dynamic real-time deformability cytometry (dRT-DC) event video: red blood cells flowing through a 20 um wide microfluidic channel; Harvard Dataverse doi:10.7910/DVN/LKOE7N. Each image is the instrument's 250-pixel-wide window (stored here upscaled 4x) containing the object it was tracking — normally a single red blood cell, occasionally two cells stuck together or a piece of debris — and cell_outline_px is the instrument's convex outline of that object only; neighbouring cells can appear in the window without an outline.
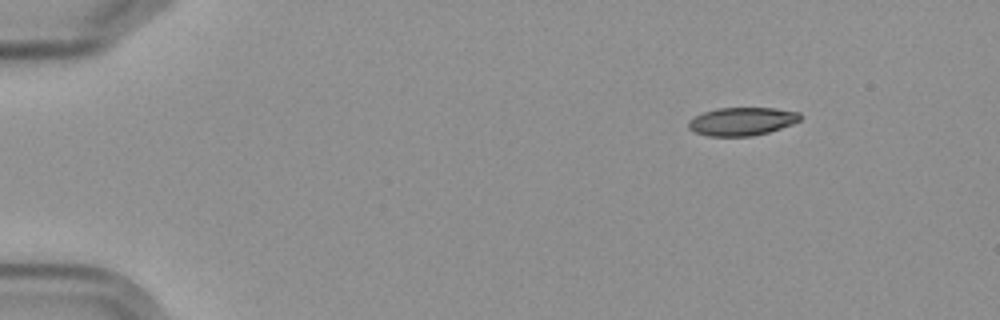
{"species": "Egyptian fruit bat (a non-hibernating species)", "species_latin": "Rousettus aegyptiacus", "temperature_condition": "cold", "stored_images_in_passage": 4, "camera_frame_rate_fps": 3000, "um_per_image_px": 0.085, "frame": {"image": 1, "passage_image": 1, "time_ms": 0.0, "image_size_px": [1000, 320], "cell_outline_px": [[804, 116], [800, 120], [792, 124], [768, 132], [752, 136], [708, 136], [696, 132], [688, 128], [688, 120], [704, 112], [716, 108], [776, 108], [800, 112]], "centroid_in_image_um": [63.09, 10.31], "position_along_channel_um": 21.9, "area_um2": 18.38}}
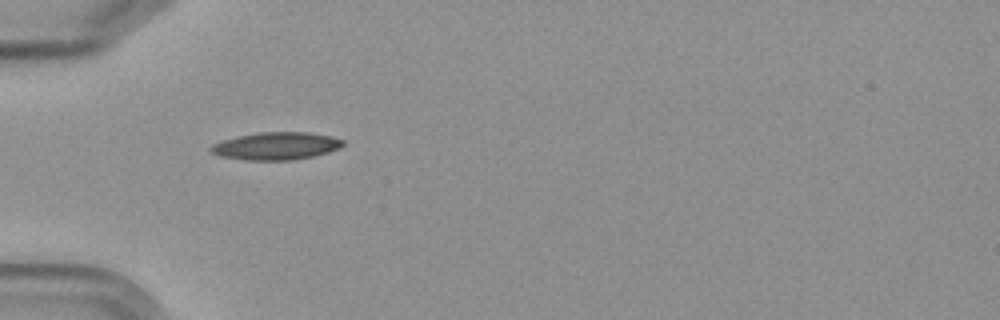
{"frame": {"image": 2, "passage_image": 4, "time_ms": 3.667, "image_size_px": [1000, 320], "cell_outline_px": [[344, 144], [340, 148], [328, 152], [312, 156], [292, 160], [244, 160], [220, 156], [212, 152], [208, 148], [212, 144], [236, 136], [260, 132], [308, 132], [332, 136], [344, 140]], "centroid_in_image_um": [23.47, 12.4], "position_along_channel_um": 61.5, "area_um2": 21.27}}